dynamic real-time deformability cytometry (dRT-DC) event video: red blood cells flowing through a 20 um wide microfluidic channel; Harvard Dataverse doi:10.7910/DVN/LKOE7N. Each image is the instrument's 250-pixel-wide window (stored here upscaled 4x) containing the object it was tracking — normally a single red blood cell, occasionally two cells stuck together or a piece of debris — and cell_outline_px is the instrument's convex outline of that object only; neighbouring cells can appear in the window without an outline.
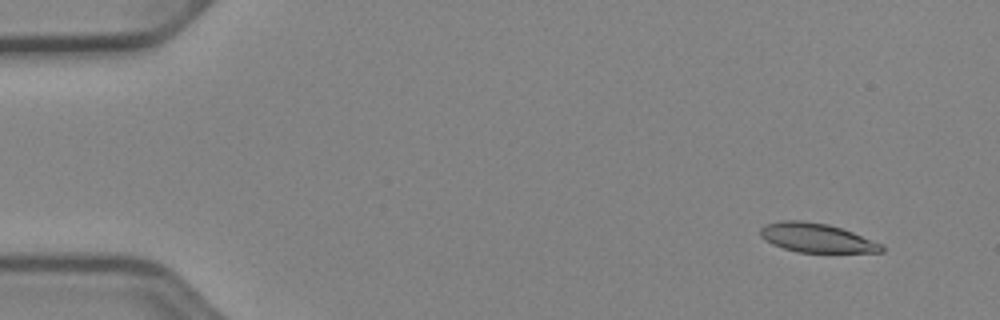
{"species": "Egyptian fruit bat (a non-hibernating species)", "species_latin": "Rousettus aegyptiacus", "temperature_condition": "cold", "stored_images_in_passage": 12, "camera_frame_rate_fps": 3000, "um_per_image_px": 0.085, "animal": {"sex": "female"}, "frame": {"image": 1, "passage_image": 4, "time_ms": 1.0, "image_size_px": [1000, 320], "cell_outline_px": [[884, 252], [800, 252], [784, 248], [772, 244], [764, 240], [760, 236], [760, 228], [764, 224], [780, 220], [800, 220], [828, 224], [852, 232], [884, 244]], "centroid_in_image_um": [69.39, 20.21], "position_along_channel_um": 15.6, "area_um2": 20.58}}